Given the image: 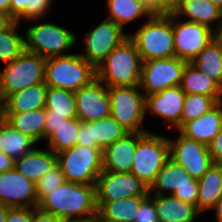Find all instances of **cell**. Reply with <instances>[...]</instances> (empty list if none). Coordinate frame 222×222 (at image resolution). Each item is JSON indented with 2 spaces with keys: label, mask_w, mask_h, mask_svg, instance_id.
Segmentation results:
<instances>
[{
  "label": "cell",
  "mask_w": 222,
  "mask_h": 222,
  "mask_svg": "<svg viewBox=\"0 0 222 222\" xmlns=\"http://www.w3.org/2000/svg\"><path fill=\"white\" fill-rule=\"evenodd\" d=\"M37 208L65 222H91L98 214L95 185L65 181L45 195Z\"/></svg>",
  "instance_id": "6da1fadb"
},
{
  "label": "cell",
  "mask_w": 222,
  "mask_h": 222,
  "mask_svg": "<svg viewBox=\"0 0 222 222\" xmlns=\"http://www.w3.org/2000/svg\"><path fill=\"white\" fill-rule=\"evenodd\" d=\"M142 59L128 37L114 48L96 68V78L107 87L139 85Z\"/></svg>",
  "instance_id": "7a4b0ae2"
},
{
  "label": "cell",
  "mask_w": 222,
  "mask_h": 222,
  "mask_svg": "<svg viewBox=\"0 0 222 222\" xmlns=\"http://www.w3.org/2000/svg\"><path fill=\"white\" fill-rule=\"evenodd\" d=\"M135 31L129 34V38L136 45L142 61L175 56L173 12L155 14L151 19H146Z\"/></svg>",
  "instance_id": "3957f363"
},
{
  "label": "cell",
  "mask_w": 222,
  "mask_h": 222,
  "mask_svg": "<svg viewBox=\"0 0 222 222\" xmlns=\"http://www.w3.org/2000/svg\"><path fill=\"white\" fill-rule=\"evenodd\" d=\"M96 79V68L79 53L46 58L47 87L78 91Z\"/></svg>",
  "instance_id": "277c9868"
},
{
  "label": "cell",
  "mask_w": 222,
  "mask_h": 222,
  "mask_svg": "<svg viewBox=\"0 0 222 222\" xmlns=\"http://www.w3.org/2000/svg\"><path fill=\"white\" fill-rule=\"evenodd\" d=\"M24 36L25 51L43 58L68 55L67 51L75 47L78 39L72 30L52 21L27 27Z\"/></svg>",
  "instance_id": "5b68a950"
},
{
  "label": "cell",
  "mask_w": 222,
  "mask_h": 222,
  "mask_svg": "<svg viewBox=\"0 0 222 222\" xmlns=\"http://www.w3.org/2000/svg\"><path fill=\"white\" fill-rule=\"evenodd\" d=\"M46 58L24 51L0 70V104L11 94L45 83Z\"/></svg>",
  "instance_id": "8992f818"
},
{
  "label": "cell",
  "mask_w": 222,
  "mask_h": 222,
  "mask_svg": "<svg viewBox=\"0 0 222 222\" xmlns=\"http://www.w3.org/2000/svg\"><path fill=\"white\" fill-rule=\"evenodd\" d=\"M169 158V141L166 135H156L151 131L137 133L131 173L150 187Z\"/></svg>",
  "instance_id": "52a82bcc"
},
{
  "label": "cell",
  "mask_w": 222,
  "mask_h": 222,
  "mask_svg": "<svg viewBox=\"0 0 222 222\" xmlns=\"http://www.w3.org/2000/svg\"><path fill=\"white\" fill-rule=\"evenodd\" d=\"M57 164L66 181L95 185L103 171L102 151L99 148L75 145L57 153Z\"/></svg>",
  "instance_id": "ba28073f"
},
{
  "label": "cell",
  "mask_w": 222,
  "mask_h": 222,
  "mask_svg": "<svg viewBox=\"0 0 222 222\" xmlns=\"http://www.w3.org/2000/svg\"><path fill=\"white\" fill-rule=\"evenodd\" d=\"M110 115L129 133H145V95L139 85L108 87Z\"/></svg>",
  "instance_id": "9c48e42d"
},
{
  "label": "cell",
  "mask_w": 222,
  "mask_h": 222,
  "mask_svg": "<svg viewBox=\"0 0 222 222\" xmlns=\"http://www.w3.org/2000/svg\"><path fill=\"white\" fill-rule=\"evenodd\" d=\"M198 192V180L192 178L181 165L170 158L149 187V195H172L181 201L195 205L196 208Z\"/></svg>",
  "instance_id": "30bf717a"
},
{
  "label": "cell",
  "mask_w": 222,
  "mask_h": 222,
  "mask_svg": "<svg viewBox=\"0 0 222 222\" xmlns=\"http://www.w3.org/2000/svg\"><path fill=\"white\" fill-rule=\"evenodd\" d=\"M84 36V51L79 54L97 68L114 48L129 37V34L117 23L105 18L85 32Z\"/></svg>",
  "instance_id": "8fae6325"
},
{
  "label": "cell",
  "mask_w": 222,
  "mask_h": 222,
  "mask_svg": "<svg viewBox=\"0 0 222 222\" xmlns=\"http://www.w3.org/2000/svg\"><path fill=\"white\" fill-rule=\"evenodd\" d=\"M188 62L178 57L142 61L139 87L145 96L178 86Z\"/></svg>",
  "instance_id": "7c38bea8"
},
{
  "label": "cell",
  "mask_w": 222,
  "mask_h": 222,
  "mask_svg": "<svg viewBox=\"0 0 222 222\" xmlns=\"http://www.w3.org/2000/svg\"><path fill=\"white\" fill-rule=\"evenodd\" d=\"M174 131L178 132L177 138L168 137L170 159L181 165L192 178L200 179L214 163L208 146Z\"/></svg>",
  "instance_id": "4fadbf2b"
},
{
  "label": "cell",
  "mask_w": 222,
  "mask_h": 222,
  "mask_svg": "<svg viewBox=\"0 0 222 222\" xmlns=\"http://www.w3.org/2000/svg\"><path fill=\"white\" fill-rule=\"evenodd\" d=\"M175 57L190 63L211 40L214 31L209 27L178 18L173 13Z\"/></svg>",
  "instance_id": "5bb4252c"
},
{
  "label": "cell",
  "mask_w": 222,
  "mask_h": 222,
  "mask_svg": "<svg viewBox=\"0 0 222 222\" xmlns=\"http://www.w3.org/2000/svg\"><path fill=\"white\" fill-rule=\"evenodd\" d=\"M95 189L96 202H112L149 194V187L131 172L102 171L96 180Z\"/></svg>",
  "instance_id": "9a60e30c"
},
{
  "label": "cell",
  "mask_w": 222,
  "mask_h": 222,
  "mask_svg": "<svg viewBox=\"0 0 222 222\" xmlns=\"http://www.w3.org/2000/svg\"><path fill=\"white\" fill-rule=\"evenodd\" d=\"M0 204L9 208H37L35 183L15 167L0 173Z\"/></svg>",
  "instance_id": "2e32d148"
},
{
  "label": "cell",
  "mask_w": 222,
  "mask_h": 222,
  "mask_svg": "<svg viewBox=\"0 0 222 222\" xmlns=\"http://www.w3.org/2000/svg\"><path fill=\"white\" fill-rule=\"evenodd\" d=\"M77 118L93 122L110 116L108 87L99 79L74 92Z\"/></svg>",
  "instance_id": "e0dca14e"
},
{
  "label": "cell",
  "mask_w": 222,
  "mask_h": 222,
  "mask_svg": "<svg viewBox=\"0 0 222 222\" xmlns=\"http://www.w3.org/2000/svg\"><path fill=\"white\" fill-rule=\"evenodd\" d=\"M185 93L180 85L166 88L158 93L145 96L146 116L150 112L163 119L169 128L178 131L181 128V114Z\"/></svg>",
  "instance_id": "ac0fdd59"
},
{
  "label": "cell",
  "mask_w": 222,
  "mask_h": 222,
  "mask_svg": "<svg viewBox=\"0 0 222 222\" xmlns=\"http://www.w3.org/2000/svg\"><path fill=\"white\" fill-rule=\"evenodd\" d=\"M137 146V133H128L102 152L103 171L131 172Z\"/></svg>",
  "instance_id": "d6986e66"
},
{
  "label": "cell",
  "mask_w": 222,
  "mask_h": 222,
  "mask_svg": "<svg viewBox=\"0 0 222 222\" xmlns=\"http://www.w3.org/2000/svg\"><path fill=\"white\" fill-rule=\"evenodd\" d=\"M222 127V101L195 120L186 122L178 131L186 138L208 146Z\"/></svg>",
  "instance_id": "ffe728a7"
},
{
  "label": "cell",
  "mask_w": 222,
  "mask_h": 222,
  "mask_svg": "<svg viewBox=\"0 0 222 222\" xmlns=\"http://www.w3.org/2000/svg\"><path fill=\"white\" fill-rule=\"evenodd\" d=\"M173 13L178 18L186 17V21L203 24L213 31L222 25V9L209 0H182Z\"/></svg>",
  "instance_id": "44dd1931"
},
{
  "label": "cell",
  "mask_w": 222,
  "mask_h": 222,
  "mask_svg": "<svg viewBox=\"0 0 222 222\" xmlns=\"http://www.w3.org/2000/svg\"><path fill=\"white\" fill-rule=\"evenodd\" d=\"M57 165V154L46 148H34L15 160V169L33 183Z\"/></svg>",
  "instance_id": "7402d4cb"
},
{
  "label": "cell",
  "mask_w": 222,
  "mask_h": 222,
  "mask_svg": "<svg viewBox=\"0 0 222 222\" xmlns=\"http://www.w3.org/2000/svg\"><path fill=\"white\" fill-rule=\"evenodd\" d=\"M157 210L158 222H195L201 213L195 205L172 195H151Z\"/></svg>",
  "instance_id": "603a6c76"
},
{
  "label": "cell",
  "mask_w": 222,
  "mask_h": 222,
  "mask_svg": "<svg viewBox=\"0 0 222 222\" xmlns=\"http://www.w3.org/2000/svg\"><path fill=\"white\" fill-rule=\"evenodd\" d=\"M46 91L45 83L17 91L0 104V112H28L45 108Z\"/></svg>",
  "instance_id": "cb8c5ba5"
},
{
  "label": "cell",
  "mask_w": 222,
  "mask_h": 222,
  "mask_svg": "<svg viewBox=\"0 0 222 222\" xmlns=\"http://www.w3.org/2000/svg\"><path fill=\"white\" fill-rule=\"evenodd\" d=\"M0 116L36 143L44 140L45 108L28 112H0Z\"/></svg>",
  "instance_id": "d4e9b609"
},
{
  "label": "cell",
  "mask_w": 222,
  "mask_h": 222,
  "mask_svg": "<svg viewBox=\"0 0 222 222\" xmlns=\"http://www.w3.org/2000/svg\"><path fill=\"white\" fill-rule=\"evenodd\" d=\"M197 210L210 211L222 196V163L213 165L198 179Z\"/></svg>",
  "instance_id": "484cf974"
},
{
  "label": "cell",
  "mask_w": 222,
  "mask_h": 222,
  "mask_svg": "<svg viewBox=\"0 0 222 222\" xmlns=\"http://www.w3.org/2000/svg\"><path fill=\"white\" fill-rule=\"evenodd\" d=\"M180 87L185 94H203L217 102L222 101V86L191 63H187L183 70Z\"/></svg>",
  "instance_id": "4316f807"
},
{
  "label": "cell",
  "mask_w": 222,
  "mask_h": 222,
  "mask_svg": "<svg viewBox=\"0 0 222 222\" xmlns=\"http://www.w3.org/2000/svg\"><path fill=\"white\" fill-rule=\"evenodd\" d=\"M106 3L109 12L106 18L123 29L141 17L151 19L155 15L143 0H107Z\"/></svg>",
  "instance_id": "83f0119b"
},
{
  "label": "cell",
  "mask_w": 222,
  "mask_h": 222,
  "mask_svg": "<svg viewBox=\"0 0 222 222\" xmlns=\"http://www.w3.org/2000/svg\"><path fill=\"white\" fill-rule=\"evenodd\" d=\"M145 197L135 196L112 202H96L97 216L105 222H135L139 205Z\"/></svg>",
  "instance_id": "f1b7e54d"
},
{
  "label": "cell",
  "mask_w": 222,
  "mask_h": 222,
  "mask_svg": "<svg viewBox=\"0 0 222 222\" xmlns=\"http://www.w3.org/2000/svg\"><path fill=\"white\" fill-rule=\"evenodd\" d=\"M37 144L29 136L14 129L6 120L0 116V151L11 156L14 160L23 157L32 151Z\"/></svg>",
  "instance_id": "f546056e"
},
{
  "label": "cell",
  "mask_w": 222,
  "mask_h": 222,
  "mask_svg": "<svg viewBox=\"0 0 222 222\" xmlns=\"http://www.w3.org/2000/svg\"><path fill=\"white\" fill-rule=\"evenodd\" d=\"M17 21H9L0 29V62H12L25 51V37L17 29Z\"/></svg>",
  "instance_id": "4dcf8cb0"
},
{
  "label": "cell",
  "mask_w": 222,
  "mask_h": 222,
  "mask_svg": "<svg viewBox=\"0 0 222 222\" xmlns=\"http://www.w3.org/2000/svg\"><path fill=\"white\" fill-rule=\"evenodd\" d=\"M190 63L222 86V49L215 39L211 40Z\"/></svg>",
  "instance_id": "1f68e13d"
},
{
  "label": "cell",
  "mask_w": 222,
  "mask_h": 222,
  "mask_svg": "<svg viewBox=\"0 0 222 222\" xmlns=\"http://www.w3.org/2000/svg\"><path fill=\"white\" fill-rule=\"evenodd\" d=\"M129 132L111 115L91 122L92 142L103 152L109 145Z\"/></svg>",
  "instance_id": "d6a6232c"
},
{
  "label": "cell",
  "mask_w": 222,
  "mask_h": 222,
  "mask_svg": "<svg viewBox=\"0 0 222 222\" xmlns=\"http://www.w3.org/2000/svg\"><path fill=\"white\" fill-rule=\"evenodd\" d=\"M45 109L51 115H64L67 119L77 117L74 92L47 87Z\"/></svg>",
  "instance_id": "836d02e7"
},
{
  "label": "cell",
  "mask_w": 222,
  "mask_h": 222,
  "mask_svg": "<svg viewBox=\"0 0 222 222\" xmlns=\"http://www.w3.org/2000/svg\"><path fill=\"white\" fill-rule=\"evenodd\" d=\"M53 0H10V21H38L51 10Z\"/></svg>",
  "instance_id": "e575fe53"
},
{
  "label": "cell",
  "mask_w": 222,
  "mask_h": 222,
  "mask_svg": "<svg viewBox=\"0 0 222 222\" xmlns=\"http://www.w3.org/2000/svg\"><path fill=\"white\" fill-rule=\"evenodd\" d=\"M81 120L66 119L47 139V148L56 154L76 145Z\"/></svg>",
  "instance_id": "d590c367"
},
{
  "label": "cell",
  "mask_w": 222,
  "mask_h": 222,
  "mask_svg": "<svg viewBox=\"0 0 222 222\" xmlns=\"http://www.w3.org/2000/svg\"><path fill=\"white\" fill-rule=\"evenodd\" d=\"M218 102L203 94H185L181 114V127L188 121L195 120L213 108Z\"/></svg>",
  "instance_id": "8d00e7d4"
},
{
  "label": "cell",
  "mask_w": 222,
  "mask_h": 222,
  "mask_svg": "<svg viewBox=\"0 0 222 222\" xmlns=\"http://www.w3.org/2000/svg\"><path fill=\"white\" fill-rule=\"evenodd\" d=\"M65 181L66 179L61 172V168L57 164L54 168L46 172L35 184L38 202L45 195L49 194L51 190L61 186Z\"/></svg>",
  "instance_id": "74e56055"
},
{
  "label": "cell",
  "mask_w": 222,
  "mask_h": 222,
  "mask_svg": "<svg viewBox=\"0 0 222 222\" xmlns=\"http://www.w3.org/2000/svg\"><path fill=\"white\" fill-rule=\"evenodd\" d=\"M135 222H158L157 210L151 195H147L140 203Z\"/></svg>",
  "instance_id": "f35d334b"
},
{
  "label": "cell",
  "mask_w": 222,
  "mask_h": 222,
  "mask_svg": "<svg viewBox=\"0 0 222 222\" xmlns=\"http://www.w3.org/2000/svg\"><path fill=\"white\" fill-rule=\"evenodd\" d=\"M77 145L87 146L89 148H98L92 142L91 122H80V129L77 136Z\"/></svg>",
  "instance_id": "ab89813d"
},
{
  "label": "cell",
  "mask_w": 222,
  "mask_h": 222,
  "mask_svg": "<svg viewBox=\"0 0 222 222\" xmlns=\"http://www.w3.org/2000/svg\"><path fill=\"white\" fill-rule=\"evenodd\" d=\"M67 118L64 115H51L46 111V119L44 125V140L64 123Z\"/></svg>",
  "instance_id": "60d3db41"
},
{
  "label": "cell",
  "mask_w": 222,
  "mask_h": 222,
  "mask_svg": "<svg viewBox=\"0 0 222 222\" xmlns=\"http://www.w3.org/2000/svg\"><path fill=\"white\" fill-rule=\"evenodd\" d=\"M32 208H10L6 222H31Z\"/></svg>",
  "instance_id": "b9f144b4"
},
{
  "label": "cell",
  "mask_w": 222,
  "mask_h": 222,
  "mask_svg": "<svg viewBox=\"0 0 222 222\" xmlns=\"http://www.w3.org/2000/svg\"><path fill=\"white\" fill-rule=\"evenodd\" d=\"M208 150L214 163H222V127L208 145Z\"/></svg>",
  "instance_id": "7bdbcfd3"
},
{
  "label": "cell",
  "mask_w": 222,
  "mask_h": 222,
  "mask_svg": "<svg viewBox=\"0 0 222 222\" xmlns=\"http://www.w3.org/2000/svg\"><path fill=\"white\" fill-rule=\"evenodd\" d=\"M31 222H65L57 216L43 212L38 208H32V221Z\"/></svg>",
  "instance_id": "ee69618b"
},
{
  "label": "cell",
  "mask_w": 222,
  "mask_h": 222,
  "mask_svg": "<svg viewBox=\"0 0 222 222\" xmlns=\"http://www.w3.org/2000/svg\"><path fill=\"white\" fill-rule=\"evenodd\" d=\"M15 160L0 151V173L14 168Z\"/></svg>",
  "instance_id": "f6af8a7d"
},
{
  "label": "cell",
  "mask_w": 222,
  "mask_h": 222,
  "mask_svg": "<svg viewBox=\"0 0 222 222\" xmlns=\"http://www.w3.org/2000/svg\"><path fill=\"white\" fill-rule=\"evenodd\" d=\"M154 14H163V0H143Z\"/></svg>",
  "instance_id": "bcb514c9"
},
{
  "label": "cell",
  "mask_w": 222,
  "mask_h": 222,
  "mask_svg": "<svg viewBox=\"0 0 222 222\" xmlns=\"http://www.w3.org/2000/svg\"><path fill=\"white\" fill-rule=\"evenodd\" d=\"M182 0H163V14H170Z\"/></svg>",
  "instance_id": "7dc6e473"
},
{
  "label": "cell",
  "mask_w": 222,
  "mask_h": 222,
  "mask_svg": "<svg viewBox=\"0 0 222 222\" xmlns=\"http://www.w3.org/2000/svg\"><path fill=\"white\" fill-rule=\"evenodd\" d=\"M0 14L10 21V0H0Z\"/></svg>",
  "instance_id": "c3c4849f"
},
{
  "label": "cell",
  "mask_w": 222,
  "mask_h": 222,
  "mask_svg": "<svg viewBox=\"0 0 222 222\" xmlns=\"http://www.w3.org/2000/svg\"><path fill=\"white\" fill-rule=\"evenodd\" d=\"M215 211V220L216 222H222V196L216 202L215 206L211 209Z\"/></svg>",
  "instance_id": "681fc988"
},
{
  "label": "cell",
  "mask_w": 222,
  "mask_h": 222,
  "mask_svg": "<svg viewBox=\"0 0 222 222\" xmlns=\"http://www.w3.org/2000/svg\"><path fill=\"white\" fill-rule=\"evenodd\" d=\"M9 209L8 206L0 204V222H6Z\"/></svg>",
  "instance_id": "f907efd6"
},
{
  "label": "cell",
  "mask_w": 222,
  "mask_h": 222,
  "mask_svg": "<svg viewBox=\"0 0 222 222\" xmlns=\"http://www.w3.org/2000/svg\"><path fill=\"white\" fill-rule=\"evenodd\" d=\"M214 39L219 43L222 49V25L214 31Z\"/></svg>",
  "instance_id": "816d5d0a"
},
{
  "label": "cell",
  "mask_w": 222,
  "mask_h": 222,
  "mask_svg": "<svg viewBox=\"0 0 222 222\" xmlns=\"http://www.w3.org/2000/svg\"><path fill=\"white\" fill-rule=\"evenodd\" d=\"M8 22L9 20L0 14V29L4 27Z\"/></svg>",
  "instance_id": "f5cc1de1"
},
{
  "label": "cell",
  "mask_w": 222,
  "mask_h": 222,
  "mask_svg": "<svg viewBox=\"0 0 222 222\" xmlns=\"http://www.w3.org/2000/svg\"><path fill=\"white\" fill-rule=\"evenodd\" d=\"M209 1L222 9V0H209Z\"/></svg>",
  "instance_id": "db71d44e"
},
{
  "label": "cell",
  "mask_w": 222,
  "mask_h": 222,
  "mask_svg": "<svg viewBox=\"0 0 222 222\" xmlns=\"http://www.w3.org/2000/svg\"><path fill=\"white\" fill-rule=\"evenodd\" d=\"M92 222H105V221H103V220L100 219L98 216H96V217L92 220Z\"/></svg>",
  "instance_id": "11a10c76"
}]
</instances>
